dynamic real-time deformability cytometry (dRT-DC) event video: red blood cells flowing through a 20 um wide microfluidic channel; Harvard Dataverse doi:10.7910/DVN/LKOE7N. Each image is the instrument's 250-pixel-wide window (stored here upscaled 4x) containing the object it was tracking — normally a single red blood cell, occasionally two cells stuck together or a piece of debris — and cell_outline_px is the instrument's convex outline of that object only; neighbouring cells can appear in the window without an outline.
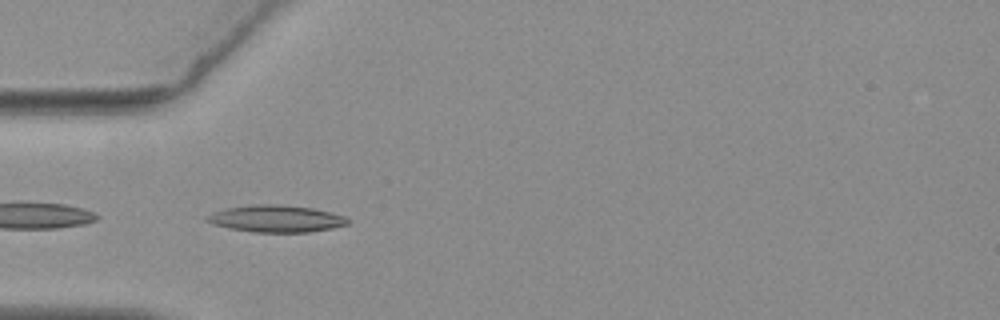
{"species": "common noctule bat (a hibernating species)", "species_latin": "Nyctalus noctula", "temperature_condition": "warm", "stored_images_in_passage": 39, "camera_frame_rate_fps": 3000, "um_per_image_px": 0.085, "animal": {"sex": "female", "body_mass_g": 19.3, "forearm_length_mm": 54.1}, "frame": {"image": 1, "passage_image": 1, "time_ms": 0.0, "image_size_px": [1000, 320], "cell_outline_px": [[348, 224], [332, 228], [308, 232], [252, 232], [232, 228], [216, 224], [204, 220], [204, 216], [212, 212], [224, 208], [256, 204], [276, 204], [312, 208], [344, 216], [348, 220]], "centroid_in_image_um": [23.42, 18.58], "position_along_channel_um": 61.6, "area_um2": 21.91}}
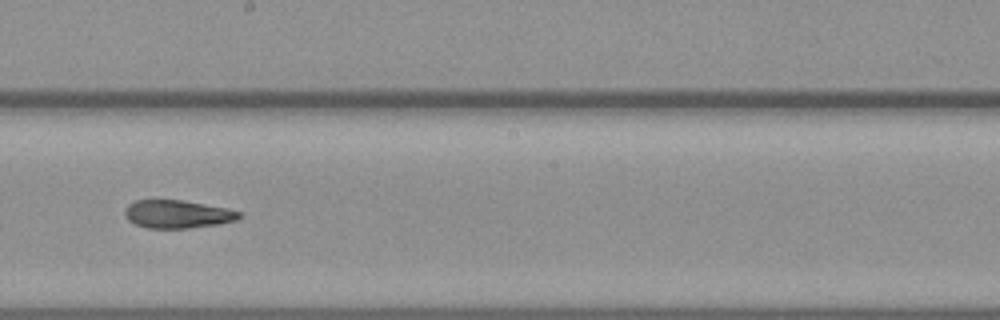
{"frame": {"image": 2, "passage_image": 15, "time_ms": 4.667, "image_size_px": [1000, 320], "cell_outline_px": [[240, 216], [236, 220], [220, 224], [188, 228], [148, 228], [136, 224], [128, 220], [124, 216], [124, 208], [128, 204], [136, 200], [180, 200], [204, 204], [224, 208], [240, 212]], "centroid_in_image_um": [15.03, 18.2], "position_along_channel_um": 233.2, "area_um2": 18.55}}
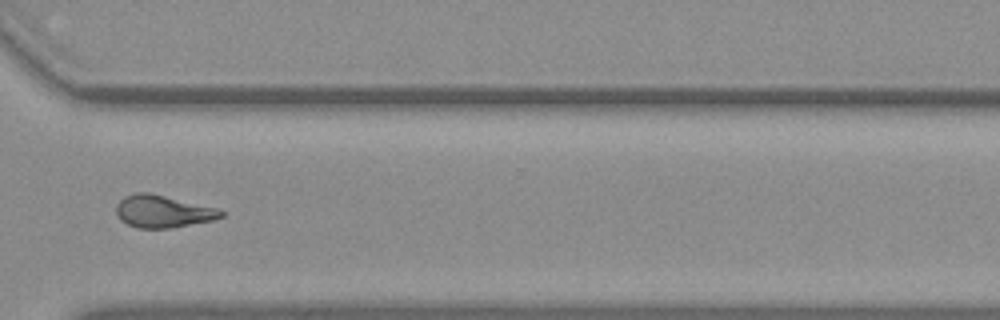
{"frame": {"image": 3, "passage_image": 25, "time_ms": 8.0, "image_size_px": [1000, 320], "cell_outline_px": [[224, 216], [212, 220], [172, 228], [136, 228], [120, 220], [116, 212], [116, 204], [124, 196], [136, 192], [148, 192], [216, 208], [224, 212]], "centroid_in_image_um": [13.8, 17.97], "position_along_channel_um": 356.8, "area_um2": 19.65}, "authors_computed_cell_mechanics": {"area_um2": 19.4208, "velocity_mm_per_s": 3.7099, "shape_relaxation_time_tau1_ms": null, "shape_relaxation_time_tau2_ms": 3.425, "deformation_change_tau1": null, "deformation_change_tau2": 0.1113}}